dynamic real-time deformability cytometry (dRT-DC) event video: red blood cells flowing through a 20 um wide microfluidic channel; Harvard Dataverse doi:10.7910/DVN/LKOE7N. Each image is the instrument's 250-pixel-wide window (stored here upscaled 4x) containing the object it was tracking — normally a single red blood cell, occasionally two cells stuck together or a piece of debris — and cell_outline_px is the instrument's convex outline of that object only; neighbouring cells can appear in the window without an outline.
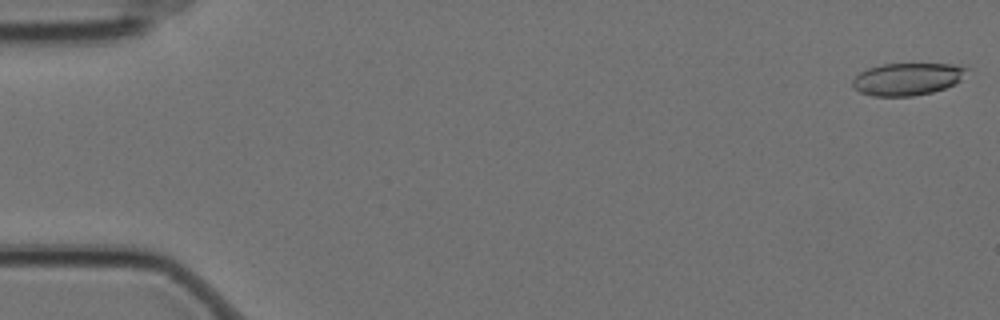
{"species": "Egyptian fruit bat (a non-hibernating species)", "species_latin": "Rousettus aegyptiacus", "temperature_condition": "cold", "stored_images_in_passage": 6, "camera_frame_rate_fps": 3000, "um_per_image_px": 0.085, "animal": {"sex": "female"}, "frame": {"image": 1, "passage_image": 1, "time_ms": 0.0, "image_size_px": [1000, 320], "cell_outline_px": [[972, 68], [956, 84], [932, 92], [912, 96], [872, 96], [860, 92], [852, 84], [852, 80], [860, 72], [868, 68], [884, 64], [952, 64]], "centroid_in_image_um": [77.17, 6.71], "position_along_channel_um": 7.8, "area_um2": 21.56}}
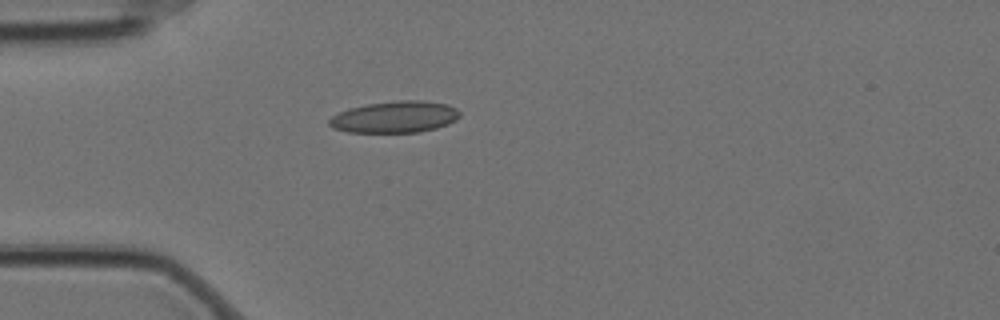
{"frame": {"image": 2, "passage_image": 5, "time_ms": 1.333, "image_size_px": [1000, 320], "cell_outline_px": [[460, 116], [456, 120], [448, 124], [436, 128], [420, 132], [348, 132], [332, 128], [328, 124], [328, 120], [332, 116], [348, 108], [368, 104], [400, 100], [420, 100], [448, 104], [456, 108], [460, 112]], "centroid_in_image_um": [33.57, 9.94], "position_along_channel_um": 51.4, "area_um2": 24.1}}